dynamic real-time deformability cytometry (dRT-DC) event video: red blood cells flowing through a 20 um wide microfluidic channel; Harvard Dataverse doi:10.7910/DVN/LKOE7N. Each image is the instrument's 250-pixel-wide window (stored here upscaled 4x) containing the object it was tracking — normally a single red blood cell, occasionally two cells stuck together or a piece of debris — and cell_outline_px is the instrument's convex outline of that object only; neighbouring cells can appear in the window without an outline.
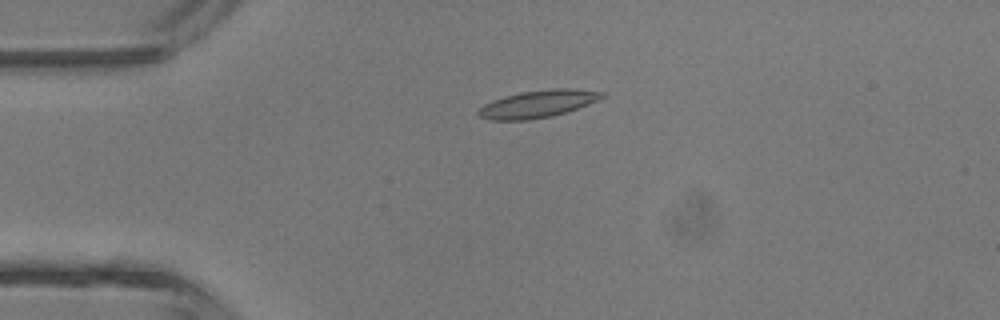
{"species": "common noctule bat (a hibernating species)", "species_latin": "Nyctalus noctula", "temperature_condition": "room temperature", "stored_images_in_passage": 5, "camera_frame_rate_fps": 3000, "um_per_image_px": 0.085, "animal": {"sex": "male", "body_mass_g": 13.3}, "frame": {"image": 1, "passage_image": 3, "time_ms": 2.333, "image_size_px": [1000, 320], "cell_outline_px": [[604, 96], [588, 104], [552, 116], [528, 120], [488, 120], [480, 116], [476, 112], [484, 104], [492, 100], [504, 96], [520, 92], [552, 88], [576, 88], [604, 92]], "centroid_in_image_um": [45.68, 8.82], "position_along_channel_um": 39.3, "area_um2": 19.65}}
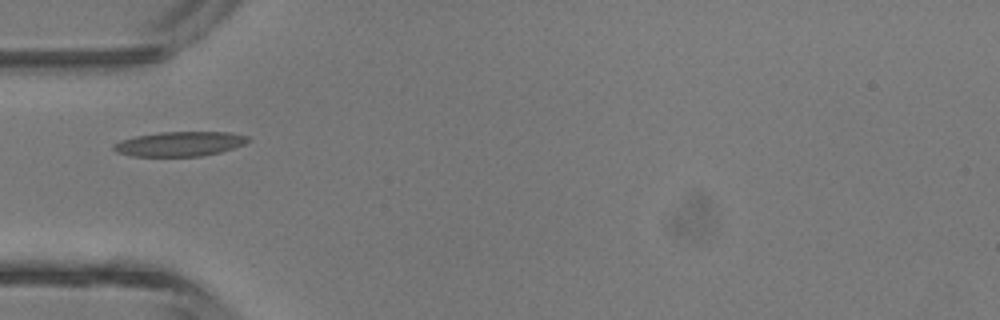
{"frame": {"image": 2, "passage_image": 4, "time_ms": 3.667, "image_size_px": [1000, 320], "cell_outline_px": [[252, 140], [244, 144], [220, 152], [200, 156], [132, 156], [116, 152], [112, 148], [112, 144], [120, 140], [136, 136], [160, 132], [228, 132], [248, 136]], "centroid_in_image_um": [15.26, 12.23], "position_along_channel_um": 69.7, "area_um2": 19.31}}
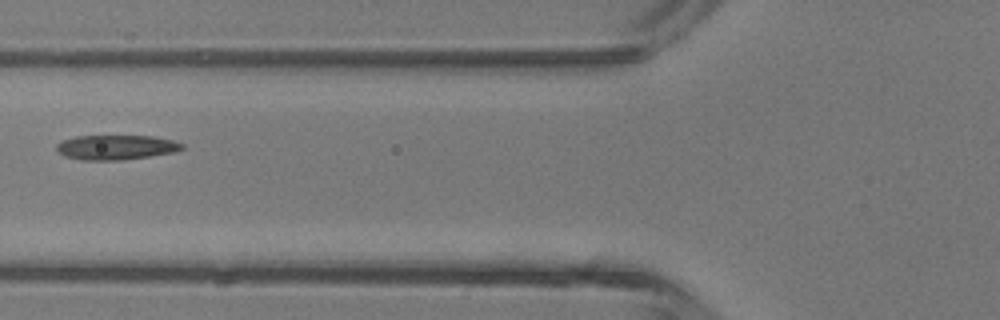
{"frame": {"image": 3, "passage_image": 5, "time_ms": 4.667, "image_size_px": [1000, 320], "cell_outline_px": [[184, 148], [172, 152], [148, 156], [120, 160], [84, 160], [64, 156], [56, 148], [56, 144], [64, 140], [76, 136], [152, 136], [172, 140], [184, 144]], "centroid_in_image_um": [9.85, 12.52], "position_along_channel_um": 115.9, "area_um2": 17.8}}